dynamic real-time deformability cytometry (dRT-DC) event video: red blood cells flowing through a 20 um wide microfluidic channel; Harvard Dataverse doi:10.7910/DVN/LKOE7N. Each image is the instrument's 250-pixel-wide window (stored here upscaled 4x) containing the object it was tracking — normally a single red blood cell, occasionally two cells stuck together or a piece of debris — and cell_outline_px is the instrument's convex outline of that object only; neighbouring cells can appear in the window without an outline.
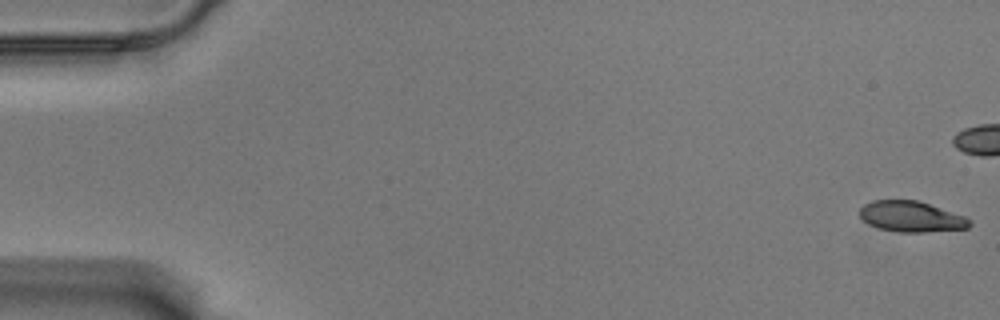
{"species": "Egyptian fruit bat (a non-hibernating species)", "species_latin": "Rousettus aegyptiacus", "temperature_condition": "warm", "stored_images_in_passage": 46, "camera_frame_rate_fps": 3000, "um_per_image_px": 0.085, "animal": {"sex": "male"}, "frame": {"image": 1, "passage_image": 1, "time_ms": 0.0, "image_size_px": [1000, 320], "cell_outline_px": [[972, 224], [968, 228], [924, 232], [900, 232], [880, 228], [868, 224], [860, 216], [860, 208], [864, 204], [872, 200], [920, 200], [964, 216], [972, 220]], "centroid_in_image_um": [77.47, 18.4], "position_along_channel_um": 7.5, "area_um2": 19.71}}
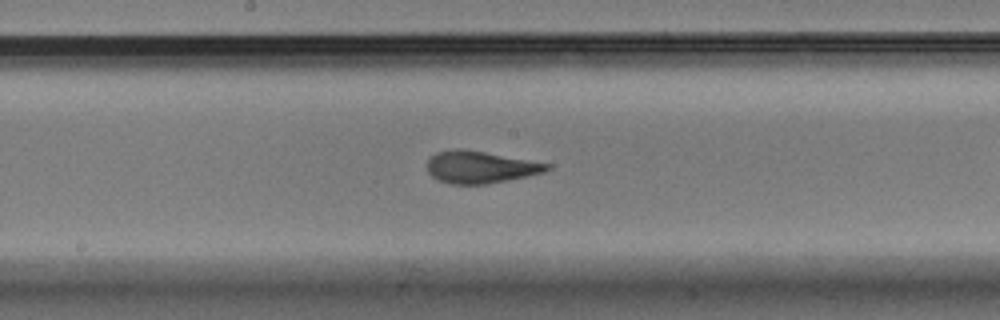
{"frame": {"image": 2, "passage_image": 31, "time_ms": 10.0, "image_size_px": [1000, 320], "cell_outline_px": [[552, 168], [544, 172], [488, 184], [452, 184], [436, 180], [428, 172], [428, 160], [436, 152], [456, 148], [460, 148], [484, 152], [552, 164]], "centroid_in_image_um": [40.81, 14.2], "position_along_channel_um": 207.4, "area_um2": 22.31}}
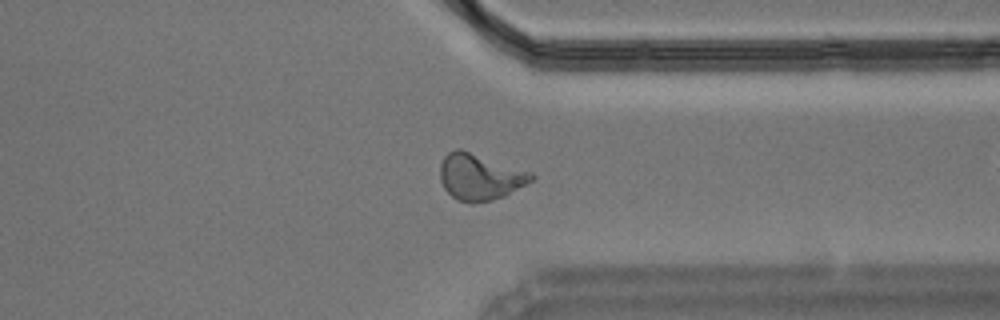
{"frame": {"image": 3, "passage_image": 45, "time_ms": 14.667, "image_size_px": [1000, 320], "cell_outline_px": [[536, 176], [532, 180], [504, 196], [492, 200], [472, 204], [456, 200], [444, 188], [440, 180], [440, 164], [444, 156], [448, 152], [456, 148], [460, 148], [532, 172]], "centroid_in_image_um": [40.76, 15.03], "position_along_channel_um": 370.6, "area_um2": 24.74}}